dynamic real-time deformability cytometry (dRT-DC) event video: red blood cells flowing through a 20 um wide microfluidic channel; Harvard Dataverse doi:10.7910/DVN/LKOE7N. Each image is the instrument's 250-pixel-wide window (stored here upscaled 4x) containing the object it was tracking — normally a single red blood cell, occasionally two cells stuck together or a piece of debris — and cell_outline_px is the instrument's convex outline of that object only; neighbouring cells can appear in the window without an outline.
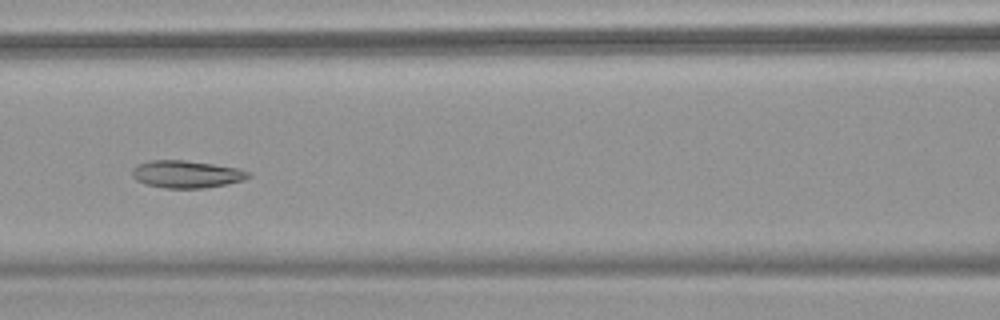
{"species": "common noctule bat (a hibernating species)", "species_latin": "Nyctalus noctula", "temperature_condition": "warm", "stored_images_in_passage": 53, "camera_frame_rate_fps": 3000, "um_per_image_px": 0.085, "animal": {"sex": "female", "body_mass_g": 18.4}, "frame": {"image": 1, "passage_image": 24, "time_ms": 7.667, "image_size_px": [1000, 320], "cell_outline_px": [[252, 176], [244, 180], [204, 188], [164, 188], [144, 184], [136, 180], [132, 176], [132, 168], [140, 164], [152, 160], [184, 160], [212, 164], [236, 168], [252, 172]], "centroid_in_image_um": [15.85, 14.81], "position_along_channel_um": 150.7, "area_um2": 18.5}}
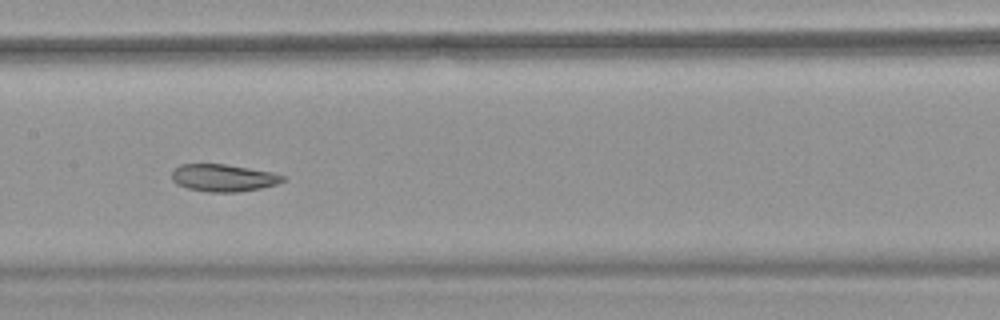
{"frame": {"image": 2, "passage_image": 27, "time_ms": 8.667, "image_size_px": [1000, 320], "cell_outline_px": [[284, 180], [276, 184], [260, 188], [236, 192], [208, 192], [188, 188], [176, 184], [172, 180], [172, 172], [180, 164], [224, 164], [272, 172], [284, 176]], "centroid_in_image_um": [18.95, 15.12], "position_along_channel_um": 188.4, "area_um2": 17.46}}
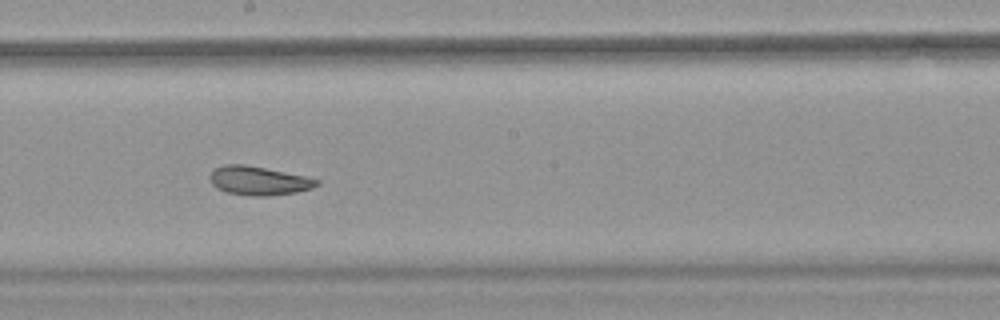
{"frame": {"image": 3, "passage_image": 30, "time_ms": 9.667, "image_size_px": [1000, 320], "cell_outline_px": [[320, 184], [312, 188], [296, 192], [268, 196], [252, 196], [228, 192], [216, 188], [212, 184], [208, 176], [216, 168], [224, 164], [244, 164], [304, 176], [320, 180]], "centroid_in_image_um": [21.98, 15.36], "position_along_channel_um": 226.2, "area_um2": 17.8}, "authors_computed_cell_mechanics": {"area_um2": 21.6172, "velocity_mm_per_s": 3.7992, "shape_relaxation_time_tau1_ms": null, "shape_relaxation_time_tau2_ms": 2.4508, "deformation_change_tau1": null, "deformation_change_tau2": 0.0737}}